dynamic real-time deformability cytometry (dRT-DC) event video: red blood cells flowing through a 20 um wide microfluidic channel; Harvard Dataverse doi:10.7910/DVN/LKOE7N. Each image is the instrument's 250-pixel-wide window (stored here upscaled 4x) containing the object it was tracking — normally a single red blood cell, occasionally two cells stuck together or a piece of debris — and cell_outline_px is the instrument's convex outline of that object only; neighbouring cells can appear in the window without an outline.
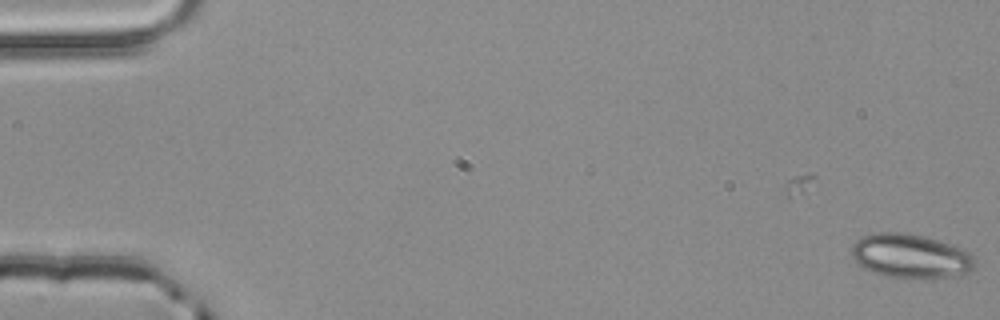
{"species": "common noctule bat (a hibernating species)", "species_latin": "Nyctalus noctula", "temperature_condition": "room temperature", "stored_images_in_passage": 2, "camera_frame_rate_fps": 3000, "um_per_image_px": 0.085, "animal": {"sex": "male", "body_mass_g": 20.4}, "frame": {"image": 1, "passage_image": 2, "time_ms": 0.333, "image_size_px": [1000, 320], "cell_outline_px": [[976, 264], [972, 268], [960, 276], [932, 280], [912, 280], [884, 276], [872, 272], [864, 268], [852, 256], [852, 244], [860, 236], [872, 232], [904, 232], [936, 240], [964, 248], [972, 252]], "centroid_in_image_um": [77.43, 21.8], "position_along_channel_um": 7.6, "area_um2": 32.66}}